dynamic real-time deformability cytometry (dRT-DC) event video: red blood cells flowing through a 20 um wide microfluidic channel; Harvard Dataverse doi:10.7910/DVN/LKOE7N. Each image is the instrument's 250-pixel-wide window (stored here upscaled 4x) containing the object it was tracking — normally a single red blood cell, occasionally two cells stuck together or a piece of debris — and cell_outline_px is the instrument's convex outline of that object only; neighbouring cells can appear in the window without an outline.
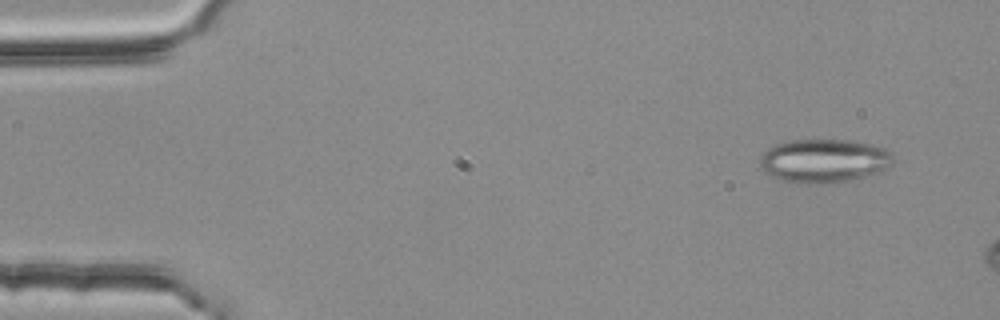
{"species": "common noctule bat (a hibernating species)", "species_latin": "Nyctalus noctula", "temperature_condition": "room temperature", "stored_images_in_passage": 10, "camera_frame_rate_fps": 3000, "um_per_image_px": 0.085, "animal": {"sex": "female", "body_mass_g": 25.1}, "frame": {"image": 1, "passage_image": 2, "time_ms": 0.333, "image_size_px": [1000, 320], "cell_outline_px": [[892, 164], [884, 172], [840, 184], [800, 184], [780, 180], [764, 172], [760, 168], [760, 156], [772, 144], [784, 140], [852, 140], [872, 144], [884, 148], [892, 152]], "centroid_in_image_um": [70.05, 13.69], "position_along_channel_um": 14.9, "area_um2": 35.08}}